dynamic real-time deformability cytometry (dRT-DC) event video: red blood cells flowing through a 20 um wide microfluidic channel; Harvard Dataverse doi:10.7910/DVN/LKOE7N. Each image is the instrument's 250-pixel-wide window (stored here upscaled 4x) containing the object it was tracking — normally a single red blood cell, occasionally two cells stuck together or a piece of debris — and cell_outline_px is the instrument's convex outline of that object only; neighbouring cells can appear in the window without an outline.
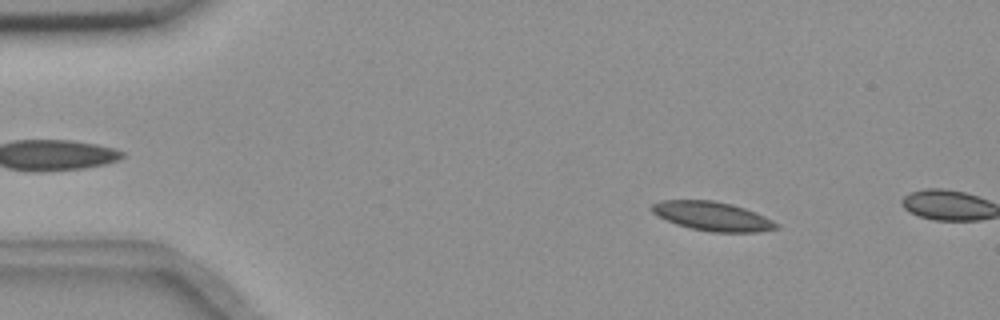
{"species": "common noctule bat (a hibernating species)", "species_latin": "Nyctalus noctula", "temperature_condition": "room temperature", "stored_images_in_passage": 11, "camera_frame_rate_fps": 3000, "um_per_image_px": 0.085, "animal": {"sex": "female", "body_mass_g": 18.4}, "frame": {"image": 1, "passage_image": 8, "time_ms": 2.333, "image_size_px": [1000, 320], "cell_outline_px": [[780, 228], [760, 232], [712, 232], [692, 228], [676, 224], [652, 212], [652, 204], [660, 200], [712, 200], [732, 204], [744, 208], [764, 216], [780, 224]], "centroid_in_image_um": [60.6, 18.38], "position_along_channel_um": 24.4, "area_um2": 20.92}}